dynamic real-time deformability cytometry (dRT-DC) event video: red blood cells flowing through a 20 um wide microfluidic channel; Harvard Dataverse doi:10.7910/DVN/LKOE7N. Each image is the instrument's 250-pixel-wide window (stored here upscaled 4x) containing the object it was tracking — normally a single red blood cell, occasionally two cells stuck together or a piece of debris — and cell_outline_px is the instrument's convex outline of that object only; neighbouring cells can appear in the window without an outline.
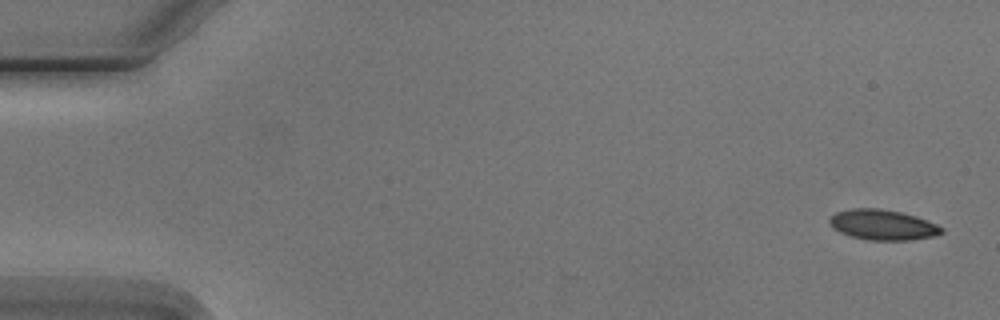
{"species": "Egyptian fruit bat (a non-hibernating species)", "species_latin": "Rousettus aegyptiacus", "temperature_condition": "cold", "stored_images_in_passage": 5, "camera_frame_rate_fps": 3000, "um_per_image_px": 0.085, "animal": {"sex": "male"}, "frame": {"image": 1, "passage_image": 1, "time_ms": 0.0, "image_size_px": [1000, 320], "cell_outline_px": [[944, 232], [932, 236], [908, 240], [868, 240], [852, 236], [840, 232], [828, 220], [836, 212], [852, 208], [880, 208], [900, 212], [916, 216], [936, 224], [944, 228]], "centroid_in_image_um": [75.05, 19.1], "position_along_channel_um": 9.9, "area_um2": 19.54}}
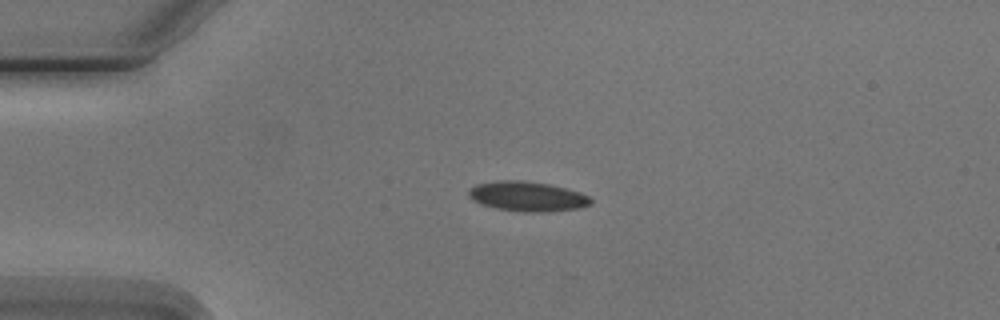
{"frame": {"image": 2, "passage_image": 4, "time_ms": 3.667, "image_size_px": [1000, 320], "cell_outline_px": [[592, 204], [580, 208], [544, 212], [524, 212], [496, 208], [480, 204], [472, 200], [468, 196], [468, 192], [476, 184], [500, 180], [520, 180], [548, 184], [580, 192], [588, 196], [592, 200]], "centroid_in_image_um": [44.82, 16.7], "position_along_channel_um": 40.2, "area_um2": 21.15}}